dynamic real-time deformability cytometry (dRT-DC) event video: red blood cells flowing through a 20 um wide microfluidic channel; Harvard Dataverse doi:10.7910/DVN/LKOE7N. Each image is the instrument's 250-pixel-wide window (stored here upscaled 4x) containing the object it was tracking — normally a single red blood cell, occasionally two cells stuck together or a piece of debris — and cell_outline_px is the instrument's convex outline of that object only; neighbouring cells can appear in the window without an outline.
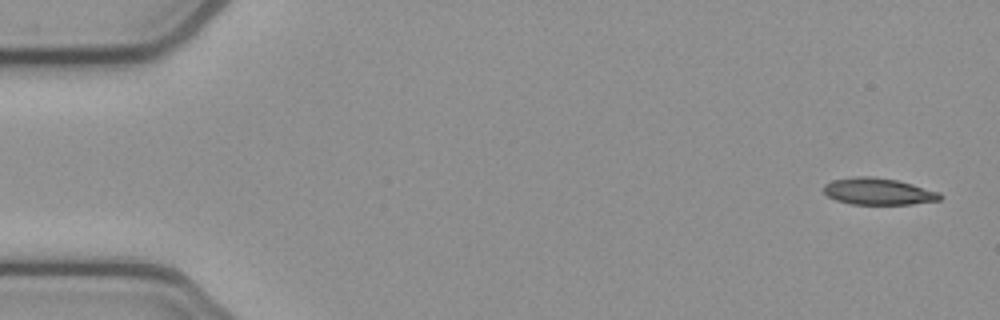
{"species": "common noctule bat (a hibernating species)", "species_latin": "Nyctalus noctula", "temperature_condition": "cold", "stored_images_in_passage": 6, "camera_frame_rate_fps": 3000, "um_per_image_px": 0.085, "animal": {"sex": "female", "body_mass_g": 21.9}, "frame": {"image": 1, "passage_image": 1, "time_ms": 0.0, "image_size_px": [1000, 320], "cell_outline_px": [[944, 196], [940, 200], [912, 204], [852, 204], [836, 200], [828, 196], [824, 192], [824, 184], [832, 180], [856, 176], [872, 176], [900, 180], [940, 192]], "centroid_in_image_um": [74.69, 16.26], "position_along_channel_um": 10.3, "area_um2": 18.32}}